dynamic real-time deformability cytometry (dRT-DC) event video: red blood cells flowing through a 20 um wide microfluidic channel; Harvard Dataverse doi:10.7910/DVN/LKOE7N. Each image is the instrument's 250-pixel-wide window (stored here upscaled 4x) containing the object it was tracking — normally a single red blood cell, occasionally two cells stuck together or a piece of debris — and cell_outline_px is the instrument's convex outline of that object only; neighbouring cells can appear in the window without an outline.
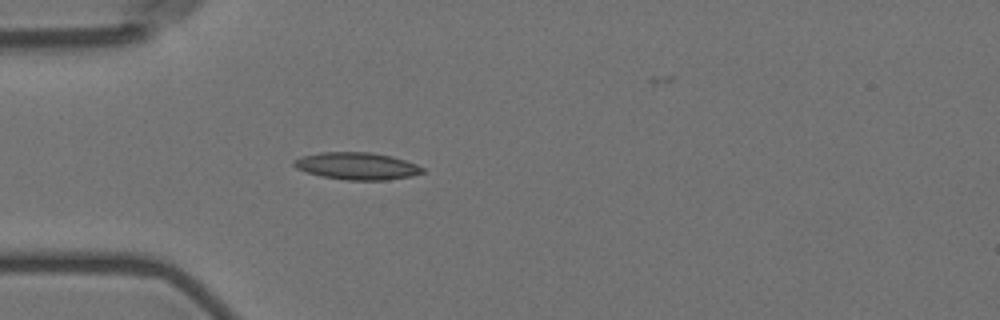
{"species": "Egyptian fruit bat (a non-hibernating species)", "species_latin": "Rousettus aegyptiacus", "temperature_condition": "room temperature", "stored_images_in_passage": 5, "camera_frame_rate_fps": 3000, "um_per_image_px": 0.085, "animal": {"sex": "female"}, "frame": {"image": 1, "passage_image": 5, "time_ms": 5.333, "image_size_px": [1000, 320], "cell_outline_px": [[424, 172], [412, 176], [388, 180], [344, 180], [320, 176], [296, 168], [292, 164], [292, 160], [304, 156], [320, 152], [372, 152], [392, 156], [416, 164], [424, 168]], "centroid_in_image_um": [30.34, 14.11], "position_along_channel_um": 54.7, "area_um2": 20.46}}